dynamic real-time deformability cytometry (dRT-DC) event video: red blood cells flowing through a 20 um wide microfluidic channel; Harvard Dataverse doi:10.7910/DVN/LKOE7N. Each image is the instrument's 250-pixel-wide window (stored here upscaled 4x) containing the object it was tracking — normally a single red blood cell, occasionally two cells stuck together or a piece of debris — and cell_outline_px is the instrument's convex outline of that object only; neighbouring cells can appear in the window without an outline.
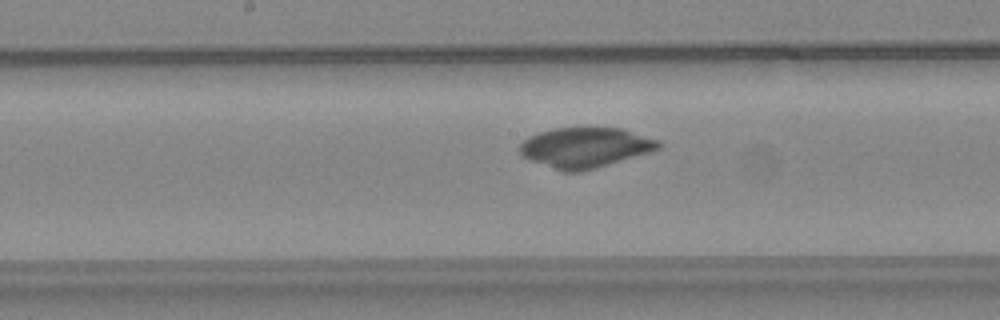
{"species": "common noctule bat (a hibernating species)", "species_latin": "Nyctalus noctula", "temperature_condition": "warm", "stored_images_in_passage": 31, "camera_frame_rate_fps": 3000, "um_per_image_px": 0.085, "animal": {"sex": "female", "body_mass_g": 24.6, "forearm_length_mm": 56.2}, "frame": {"image": 1, "passage_image": 10, "time_ms": 3.0, "image_size_px": [1000, 320], "cell_outline_px": [[664, 144], [660, 148], [648, 152], [596, 168], [580, 172], [564, 172], [532, 160], [524, 156], [520, 152], [520, 144], [528, 136], [540, 132], [556, 128], [620, 128], [660, 140]], "centroid_in_image_um": [49.76, 12.53], "position_along_channel_um": 198.4, "area_um2": 32.08}}
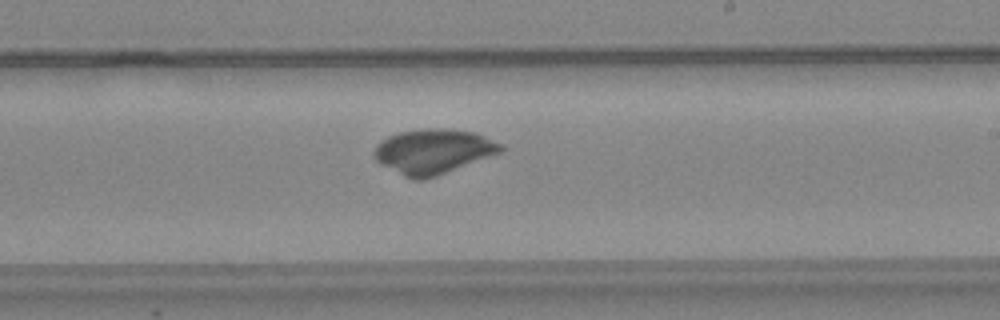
{"frame": {"image": 2, "passage_image": 14, "time_ms": 4.333, "image_size_px": [1000, 320], "cell_outline_px": [[504, 148], [500, 152], [436, 176], [424, 180], [412, 180], [380, 164], [372, 156], [372, 152], [376, 144], [380, 140], [388, 136], [400, 132], [428, 128], [444, 128], [476, 132], [504, 144]], "centroid_in_image_um": [36.79, 12.86], "position_along_channel_um": 252.2, "area_um2": 33.18}}